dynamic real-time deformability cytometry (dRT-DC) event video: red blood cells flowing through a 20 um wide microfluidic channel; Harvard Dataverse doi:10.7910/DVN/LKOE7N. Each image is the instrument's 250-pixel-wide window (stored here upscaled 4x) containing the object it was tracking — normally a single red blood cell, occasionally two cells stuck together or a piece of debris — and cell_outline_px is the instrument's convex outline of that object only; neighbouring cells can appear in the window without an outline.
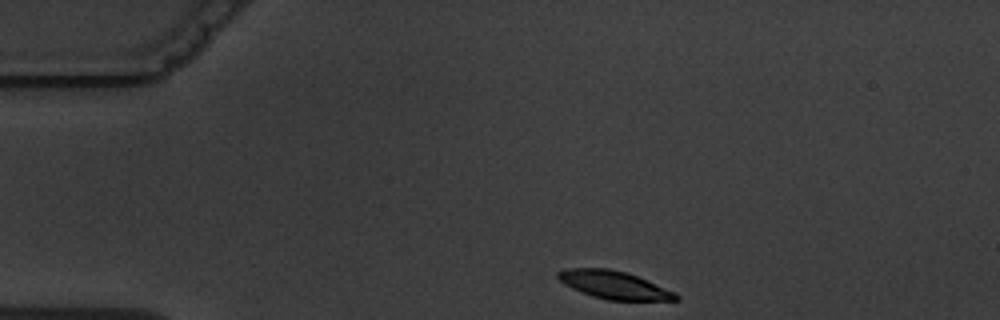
{"species": "common noctule bat (a hibernating species)", "species_latin": "Nyctalus noctula", "temperature_condition": "warm", "stored_images_in_passage": 2, "camera_frame_rate_fps": 3000, "um_per_image_px": 0.085, "animal": {"sex": "male", "body_mass_g": 19.5, "forearm_length_mm": 54.6}, "frame": {"image": 1, "passage_image": 1, "time_ms": 0.0, "image_size_px": [1000, 320], "cell_outline_px": [[680, 300], [608, 300], [592, 296], [572, 288], [564, 284], [556, 276], [556, 272], [564, 268], [608, 268], [624, 272], [636, 276], [676, 292], [680, 296]], "centroid_in_image_um": [52.17, 24.22], "position_along_channel_um": 32.8, "area_um2": 19.07}}